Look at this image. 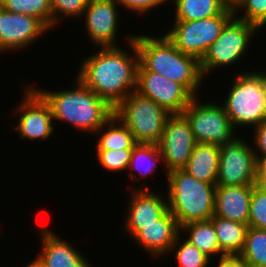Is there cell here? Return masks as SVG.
Here are the masks:
<instances>
[{
    "instance_id": "30bf717a",
    "label": "cell",
    "mask_w": 266,
    "mask_h": 267,
    "mask_svg": "<svg viewBox=\"0 0 266 267\" xmlns=\"http://www.w3.org/2000/svg\"><path fill=\"white\" fill-rule=\"evenodd\" d=\"M235 136L220 146L216 185L233 186L255 184L257 159L255 147ZM254 147V148H253Z\"/></svg>"
},
{
    "instance_id": "83f0119b",
    "label": "cell",
    "mask_w": 266,
    "mask_h": 267,
    "mask_svg": "<svg viewBox=\"0 0 266 267\" xmlns=\"http://www.w3.org/2000/svg\"><path fill=\"white\" fill-rule=\"evenodd\" d=\"M180 237L181 234L176 237L170 250V253L176 252L175 261H177L178 267H208L211 259L198 250L187 239H184L183 242L180 241L182 240V237Z\"/></svg>"
},
{
    "instance_id": "ffe728a7",
    "label": "cell",
    "mask_w": 266,
    "mask_h": 267,
    "mask_svg": "<svg viewBox=\"0 0 266 267\" xmlns=\"http://www.w3.org/2000/svg\"><path fill=\"white\" fill-rule=\"evenodd\" d=\"M219 154L220 146L197 143L183 170L197 180L216 185Z\"/></svg>"
},
{
    "instance_id": "1f68e13d",
    "label": "cell",
    "mask_w": 266,
    "mask_h": 267,
    "mask_svg": "<svg viewBox=\"0 0 266 267\" xmlns=\"http://www.w3.org/2000/svg\"><path fill=\"white\" fill-rule=\"evenodd\" d=\"M88 0H51L52 7V28L58 25L60 16L71 18L82 16L86 9Z\"/></svg>"
},
{
    "instance_id": "f1b7e54d",
    "label": "cell",
    "mask_w": 266,
    "mask_h": 267,
    "mask_svg": "<svg viewBox=\"0 0 266 267\" xmlns=\"http://www.w3.org/2000/svg\"><path fill=\"white\" fill-rule=\"evenodd\" d=\"M248 225L266 230V190L256 185L252 189Z\"/></svg>"
},
{
    "instance_id": "8992f818",
    "label": "cell",
    "mask_w": 266,
    "mask_h": 267,
    "mask_svg": "<svg viewBox=\"0 0 266 267\" xmlns=\"http://www.w3.org/2000/svg\"><path fill=\"white\" fill-rule=\"evenodd\" d=\"M114 114L132 133L136 143L158 144L166 120L171 115L151 99L132 91Z\"/></svg>"
},
{
    "instance_id": "4fadbf2b",
    "label": "cell",
    "mask_w": 266,
    "mask_h": 267,
    "mask_svg": "<svg viewBox=\"0 0 266 267\" xmlns=\"http://www.w3.org/2000/svg\"><path fill=\"white\" fill-rule=\"evenodd\" d=\"M25 87V95L22 97L24 99L15 108L20 116L14 129L23 140H47L54 132L50 106L32 86Z\"/></svg>"
},
{
    "instance_id": "f35d334b",
    "label": "cell",
    "mask_w": 266,
    "mask_h": 267,
    "mask_svg": "<svg viewBox=\"0 0 266 267\" xmlns=\"http://www.w3.org/2000/svg\"><path fill=\"white\" fill-rule=\"evenodd\" d=\"M26 267H42L40 263L35 259L30 264H28Z\"/></svg>"
},
{
    "instance_id": "5b68a950",
    "label": "cell",
    "mask_w": 266,
    "mask_h": 267,
    "mask_svg": "<svg viewBox=\"0 0 266 267\" xmlns=\"http://www.w3.org/2000/svg\"><path fill=\"white\" fill-rule=\"evenodd\" d=\"M223 101L234 129L239 126L256 127L266 121V98L259 76L253 71L236 75Z\"/></svg>"
},
{
    "instance_id": "d4e9b609",
    "label": "cell",
    "mask_w": 266,
    "mask_h": 267,
    "mask_svg": "<svg viewBox=\"0 0 266 267\" xmlns=\"http://www.w3.org/2000/svg\"><path fill=\"white\" fill-rule=\"evenodd\" d=\"M175 21H196L220 15L226 8L219 0H174Z\"/></svg>"
},
{
    "instance_id": "e0dca14e",
    "label": "cell",
    "mask_w": 266,
    "mask_h": 267,
    "mask_svg": "<svg viewBox=\"0 0 266 267\" xmlns=\"http://www.w3.org/2000/svg\"><path fill=\"white\" fill-rule=\"evenodd\" d=\"M254 185H216L214 216L248 224L251 195Z\"/></svg>"
},
{
    "instance_id": "603a6c76",
    "label": "cell",
    "mask_w": 266,
    "mask_h": 267,
    "mask_svg": "<svg viewBox=\"0 0 266 267\" xmlns=\"http://www.w3.org/2000/svg\"><path fill=\"white\" fill-rule=\"evenodd\" d=\"M182 231L184 233L188 232V236L185 239L211 260L214 258L212 256L219 255L220 257L224 255L220 250L217 234L210 220L188 223L180 228L181 234L183 233Z\"/></svg>"
},
{
    "instance_id": "ac0fdd59",
    "label": "cell",
    "mask_w": 266,
    "mask_h": 267,
    "mask_svg": "<svg viewBox=\"0 0 266 267\" xmlns=\"http://www.w3.org/2000/svg\"><path fill=\"white\" fill-rule=\"evenodd\" d=\"M42 250L36 260L42 267H93L74 246L48 228L40 231Z\"/></svg>"
},
{
    "instance_id": "8fae6325",
    "label": "cell",
    "mask_w": 266,
    "mask_h": 267,
    "mask_svg": "<svg viewBox=\"0 0 266 267\" xmlns=\"http://www.w3.org/2000/svg\"><path fill=\"white\" fill-rule=\"evenodd\" d=\"M136 91L156 102L171 115L182 114L194 97L180 83L148 71L141 63L137 72Z\"/></svg>"
},
{
    "instance_id": "44dd1931",
    "label": "cell",
    "mask_w": 266,
    "mask_h": 267,
    "mask_svg": "<svg viewBox=\"0 0 266 267\" xmlns=\"http://www.w3.org/2000/svg\"><path fill=\"white\" fill-rule=\"evenodd\" d=\"M219 242V247L224 255H240L243 250L248 224L212 216L210 218Z\"/></svg>"
},
{
    "instance_id": "4316f807",
    "label": "cell",
    "mask_w": 266,
    "mask_h": 267,
    "mask_svg": "<svg viewBox=\"0 0 266 267\" xmlns=\"http://www.w3.org/2000/svg\"><path fill=\"white\" fill-rule=\"evenodd\" d=\"M240 256L249 267H266V230L249 227Z\"/></svg>"
},
{
    "instance_id": "d6a6232c",
    "label": "cell",
    "mask_w": 266,
    "mask_h": 267,
    "mask_svg": "<svg viewBox=\"0 0 266 267\" xmlns=\"http://www.w3.org/2000/svg\"><path fill=\"white\" fill-rule=\"evenodd\" d=\"M167 0H117L119 6L122 5L121 8H125L126 10H132L137 14H146L150 10L164 4ZM164 2V3H163Z\"/></svg>"
},
{
    "instance_id": "7a4b0ae2",
    "label": "cell",
    "mask_w": 266,
    "mask_h": 267,
    "mask_svg": "<svg viewBox=\"0 0 266 267\" xmlns=\"http://www.w3.org/2000/svg\"><path fill=\"white\" fill-rule=\"evenodd\" d=\"M133 40L140 63L148 71L162 74L183 85L194 97L198 96V89L204 79L198 58L182 53L166 35L161 38L147 34L136 35Z\"/></svg>"
},
{
    "instance_id": "836d02e7",
    "label": "cell",
    "mask_w": 266,
    "mask_h": 267,
    "mask_svg": "<svg viewBox=\"0 0 266 267\" xmlns=\"http://www.w3.org/2000/svg\"><path fill=\"white\" fill-rule=\"evenodd\" d=\"M254 151L256 159H266V121L254 127ZM258 152L260 154H258ZM260 155V156H259Z\"/></svg>"
},
{
    "instance_id": "8d00e7d4",
    "label": "cell",
    "mask_w": 266,
    "mask_h": 267,
    "mask_svg": "<svg viewBox=\"0 0 266 267\" xmlns=\"http://www.w3.org/2000/svg\"><path fill=\"white\" fill-rule=\"evenodd\" d=\"M219 1L226 9L235 11L243 0H219Z\"/></svg>"
},
{
    "instance_id": "cb8c5ba5",
    "label": "cell",
    "mask_w": 266,
    "mask_h": 267,
    "mask_svg": "<svg viewBox=\"0 0 266 267\" xmlns=\"http://www.w3.org/2000/svg\"><path fill=\"white\" fill-rule=\"evenodd\" d=\"M160 161L163 163L164 160L157 144L137 143L133 148L127 172L131 179L139 181L142 177L152 175ZM133 170L138 171L141 178Z\"/></svg>"
},
{
    "instance_id": "d590c367",
    "label": "cell",
    "mask_w": 266,
    "mask_h": 267,
    "mask_svg": "<svg viewBox=\"0 0 266 267\" xmlns=\"http://www.w3.org/2000/svg\"><path fill=\"white\" fill-rule=\"evenodd\" d=\"M255 185L262 189L266 187V159H257Z\"/></svg>"
},
{
    "instance_id": "277c9868",
    "label": "cell",
    "mask_w": 266,
    "mask_h": 267,
    "mask_svg": "<svg viewBox=\"0 0 266 267\" xmlns=\"http://www.w3.org/2000/svg\"><path fill=\"white\" fill-rule=\"evenodd\" d=\"M168 210L182 226L207 221L215 212L216 185L197 180L183 169L170 171L167 176Z\"/></svg>"
},
{
    "instance_id": "9a60e30c",
    "label": "cell",
    "mask_w": 266,
    "mask_h": 267,
    "mask_svg": "<svg viewBox=\"0 0 266 267\" xmlns=\"http://www.w3.org/2000/svg\"><path fill=\"white\" fill-rule=\"evenodd\" d=\"M49 29L36 17L13 13L0 6V51H17L36 42Z\"/></svg>"
},
{
    "instance_id": "74e56055",
    "label": "cell",
    "mask_w": 266,
    "mask_h": 267,
    "mask_svg": "<svg viewBox=\"0 0 266 267\" xmlns=\"http://www.w3.org/2000/svg\"><path fill=\"white\" fill-rule=\"evenodd\" d=\"M255 73L259 76L261 84H262V89H263V93L264 96L266 98V72H259V71H255Z\"/></svg>"
},
{
    "instance_id": "ba28073f",
    "label": "cell",
    "mask_w": 266,
    "mask_h": 267,
    "mask_svg": "<svg viewBox=\"0 0 266 267\" xmlns=\"http://www.w3.org/2000/svg\"><path fill=\"white\" fill-rule=\"evenodd\" d=\"M234 16V11L225 9L220 15L196 21H174L166 32L167 38L182 53L199 60L208 47L220 36L225 24Z\"/></svg>"
},
{
    "instance_id": "f546056e",
    "label": "cell",
    "mask_w": 266,
    "mask_h": 267,
    "mask_svg": "<svg viewBox=\"0 0 266 267\" xmlns=\"http://www.w3.org/2000/svg\"><path fill=\"white\" fill-rule=\"evenodd\" d=\"M133 149L97 150L100 166L110 172L128 170Z\"/></svg>"
},
{
    "instance_id": "d6986e66",
    "label": "cell",
    "mask_w": 266,
    "mask_h": 267,
    "mask_svg": "<svg viewBox=\"0 0 266 267\" xmlns=\"http://www.w3.org/2000/svg\"><path fill=\"white\" fill-rule=\"evenodd\" d=\"M149 187L141 185L139 189L133 188L124 219L125 225L153 224L168 211L167 199L151 192Z\"/></svg>"
},
{
    "instance_id": "7402d4cb",
    "label": "cell",
    "mask_w": 266,
    "mask_h": 267,
    "mask_svg": "<svg viewBox=\"0 0 266 267\" xmlns=\"http://www.w3.org/2000/svg\"><path fill=\"white\" fill-rule=\"evenodd\" d=\"M95 133L98 136L97 150L133 149L137 144L132 133L115 114Z\"/></svg>"
},
{
    "instance_id": "52a82bcc",
    "label": "cell",
    "mask_w": 266,
    "mask_h": 267,
    "mask_svg": "<svg viewBox=\"0 0 266 267\" xmlns=\"http://www.w3.org/2000/svg\"><path fill=\"white\" fill-rule=\"evenodd\" d=\"M258 29L256 25L233 16L225 24L220 36L208 47L205 55L200 60L204 78L215 68L235 65L236 61H240L250 46L254 34L259 31Z\"/></svg>"
},
{
    "instance_id": "484cf974",
    "label": "cell",
    "mask_w": 266,
    "mask_h": 267,
    "mask_svg": "<svg viewBox=\"0 0 266 267\" xmlns=\"http://www.w3.org/2000/svg\"><path fill=\"white\" fill-rule=\"evenodd\" d=\"M0 6L9 12L34 16L49 30L52 28L51 0H0Z\"/></svg>"
},
{
    "instance_id": "9c48e42d",
    "label": "cell",
    "mask_w": 266,
    "mask_h": 267,
    "mask_svg": "<svg viewBox=\"0 0 266 267\" xmlns=\"http://www.w3.org/2000/svg\"><path fill=\"white\" fill-rule=\"evenodd\" d=\"M198 99L199 96L193 97L182 112L190 123L196 142L222 146L232 140L236 130L224 107L215 102L200 104Z\"/></svg>"
},
{
    "instance_id": "4dcf8cb0",
    "label": "cell",
    "mask_w": 266,
    "mask_h": 267,
    "mask_svg": "<svg viewBox=\"0 0 266 267\" xmlns=\"http://www.w3.org/2000/svg\"><path fill=\"white\" fill-rule=\"evenodd\" d=\"M243 8L245 9L244 14L239 15V9L241 11ZM234 16L254 24L260 29L266 25V0H243L234 11Z\"/></svg>"
},
{
    "instance_id": "e575fe53",
    "label": "cell",
    "mask_w": 266,
    "mask_h": 267,
    "mask_svg": "<svg viewBox=\"0 0 266 267\" xmlns=\"http://www.w3.org/2000/svg\"><path fill=\"white\" fill-rule=\"evenodd\" d=\"M218 261L217 267H249L240 255H222Z\"/></svg>"
},
{
    "instance_id": "6da1fadb",
    "label": "cell",
    "mask_w": 266,
    "mask_h": 267,
    "mask_svg": "<svg viewBox=\"0 0 266 267\" xmlns=\"http://www.w3.org/2000/svg\"><path fill=\"white\" fill-rule=\"evenodd\" d=\"M133 38L134 34L127 38L132 54L119 46L100 48L82 60L76 76L114 109L136 91L140 58Z\"/></svg>"
},
{
    "instance_id": "2e32d148",
    "label": "cell",
    "mask_w": 266,
    "mask_h": 267,
    "mask_svg": "<svg viewBox=\"0 0 266 267\" xmlns=\"http://www.w3.org/2000/svg\"><path fill=\"white\" fill-rule=\"evenodd\" d=\"M118 5L117 0H88L82 16L87 36L95 46L117 47Z\"/></svg>"
},
{
    "instance_id": "7c38bea8",
    "label": "cell",
    "mask_w": 266,
    "mask_h": 267,
    "mask_svg": "<svg viewBox=\"0 0 266 267\" xmlns=\"http://www.w3.org/2000/svg\"><path fill=\"white\" fill-rule=\"evenodd\" d=\"M196 144L186 117L183 114L170 115L157 144L166 167V176L170 171L183 169L186 166Z\"/></svg>"
},
{
    "instance_id": "3957f363",
    "label": "cell",
    "mask_w": 266,
    "mask_h": 267,
    "mask_svg": "<svg viewBox=\"0 0 266 267\" xmlns=\"http://www.w3.org/2000/svg\"><path fill=\"white\" fill-rule=\"evenodd\" d=\"M72 90L49 91L33 88L49 104L54 121H64L78 131L95 132L114 114L104 99L76 78Z\"/></svg>"
},
{
    "instance_id": "5bb4252c",
    "label": "cell",
    "mask_w": 266,
    "mask_h": 267,
    "mask_svg": "<svg viewBox=\"0 0 266 267\" xmlns=\"http://www.w3.org/2000/svg\"><path fill=\"white\" fill-rule=\"evenodd\" d=\"M124 226L129 237L156 259L170 254L175 239L180 234L176 218L169 210L156 223Z\"/></svg>"
}]
</instances>
